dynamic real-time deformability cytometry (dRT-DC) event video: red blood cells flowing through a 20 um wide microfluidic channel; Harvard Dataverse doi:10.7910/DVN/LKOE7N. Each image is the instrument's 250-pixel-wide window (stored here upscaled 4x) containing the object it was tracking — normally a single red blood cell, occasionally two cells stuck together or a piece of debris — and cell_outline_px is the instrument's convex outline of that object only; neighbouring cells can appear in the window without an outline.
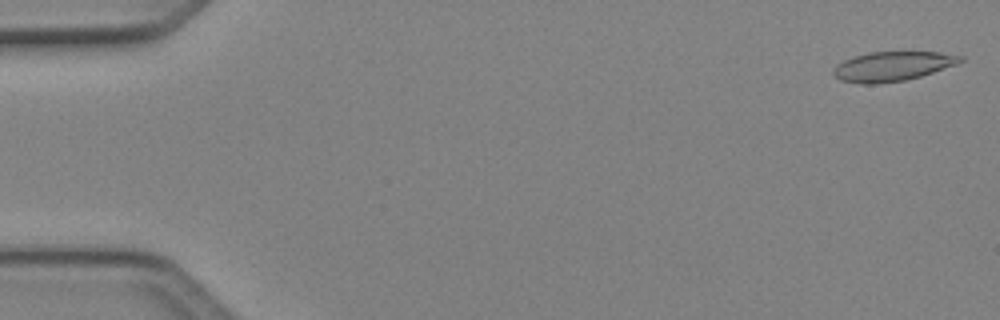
{"species": "Egyptian fruit bat (a non-hibernating species)", "species_latin": "Rousettus aegyptiacus", "temperature_condition": "cold", "stored_images_in_passage": 9, "camera_frame_rate_fps": 3000, "um_per_image_px": 0.085, "animal": {"sex": "female"}, "frame": {"image": 1, "passage_image": 1, "time_ms": 0.0, "image_size_px": [1000, 320], "cell_outline_px": [[964, 60], [956, 64], [920, 76], [904, 80], [872, 84], [864, 84], [840, 80], [832, 72], [832, 68], [836, 64], [844, 60], [868, 52], [940, 52], [964, 56]], "centroid_in_image_um": [75.84, 5.62], "position_along_channel_um": 9.2, "area_um2": 21.62}}